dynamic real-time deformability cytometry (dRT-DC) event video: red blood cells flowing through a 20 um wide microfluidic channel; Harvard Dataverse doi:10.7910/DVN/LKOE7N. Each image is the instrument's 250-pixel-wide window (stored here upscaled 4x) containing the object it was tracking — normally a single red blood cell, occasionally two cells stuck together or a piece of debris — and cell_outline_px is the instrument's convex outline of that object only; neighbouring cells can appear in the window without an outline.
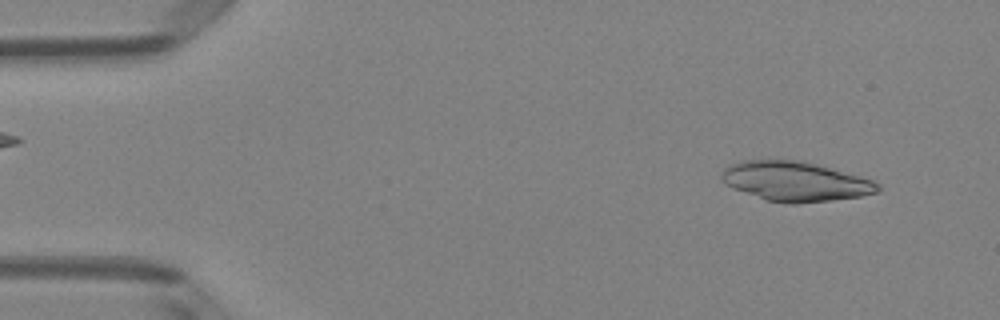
{"species": "Egyptian fruit bat (a non-hibernating species)", "species_latin": "Rousettus aegyptiacus", "temperature_condition": "room temperature", "stored_images_in_passage": 5, "camera_frame_rate_fps": 3000, "um_per_image_px": 0.085, "animal": {"sex": "female"}, "frame": {"image": 1, "passage_image": 5, "time_ms": 1.333, "image_size_px": [1000, 320], "cell_outline_px": [[880, 192], [860, 196], [832, 200], [796, 204], [788, 204], [764, 200], [732, 188], [724, 184], [720, 176], [724, 168], [728, 164], [744, 160], [796, 160], [816, 164], [832, 168], [872, 180], [880, 184]], "centroid_in_image_um": [67.56, 15.43], "position_along_channel_um": 17.4, "area_um2": 36.24}}